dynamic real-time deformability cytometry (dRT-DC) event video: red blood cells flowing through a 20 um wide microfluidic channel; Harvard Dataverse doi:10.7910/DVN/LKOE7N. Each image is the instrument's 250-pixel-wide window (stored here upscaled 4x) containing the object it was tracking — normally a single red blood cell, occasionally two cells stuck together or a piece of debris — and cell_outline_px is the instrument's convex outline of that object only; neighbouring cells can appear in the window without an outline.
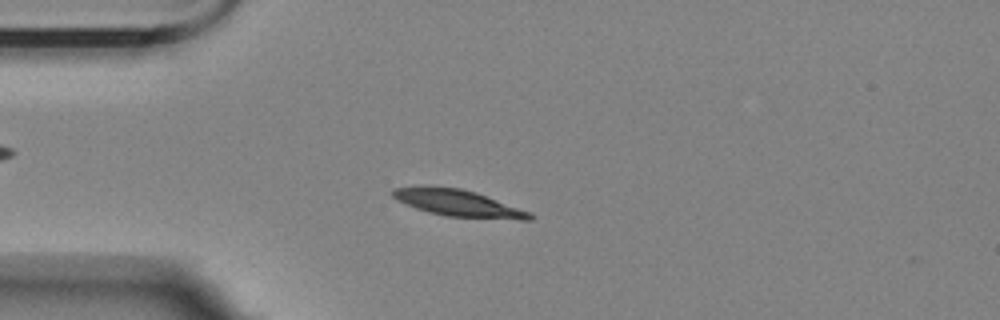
{"species": "Egyptian fruit bat (a non-hibernating species)", "species_latin": "Rousettus aegyptiacus", "temperature_condition": "room temperature", "stored_images_in_passage": 14, "camera_frame_rate_fps": 3000, "um_per_image_px": 0.085, "animal": {"sex": "female"}, "frame": {"image": 1, "passage_image": 3, "time_ms": 3.0, "image_size_px": [1000, 320], "cell_outline_px": [[536, 216], [532, 220], [520, 220], [444, 216], [428, 212], [416, 208], [396, 200], [388, 192], [392, 188], [424, 184], [460, 188], [476, 192], [532, 212]], "centroid_in_image_um": [38.91, 17.24], "position_along_channel_um": 46.1, "area_um2": 22.08}}
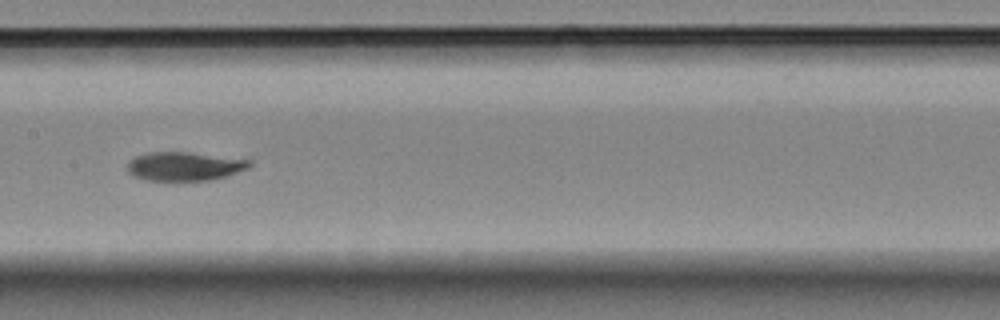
{"frame": {"image": 2, "passage_image": 7, "time_ms": 7.667, "image_size_px": [1000, 320], "cell_outline_px": [[252, 164], [248, 168], [228, 176], [208, 180], [148, 180], [136, 176], [128, 172], [128, 164], [136, 156], [148, 152], [188, 152], [252, 160]], "centroid_in_image_um": [15.72, 14.13], "position_along_channel_um": 191.7, "area_um2": 20.23}}
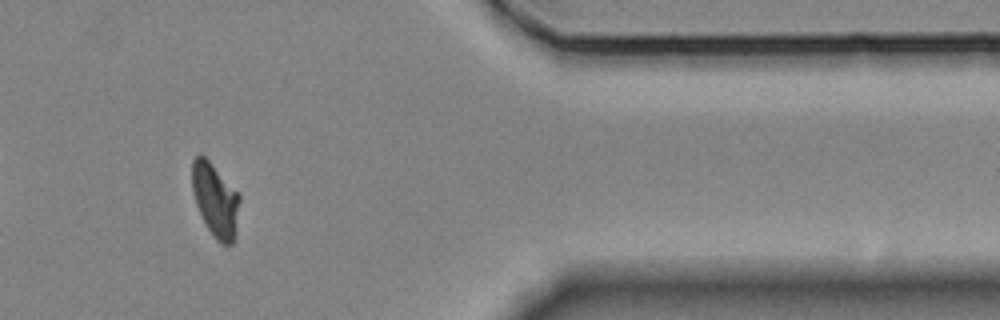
{"frame": {"image": 3, "passage_image": 12, "time_ms": 14.333, "image_size_px": [1000, 320], "cell_outline_px": [[240, 200], [236, 232], [232, 244], [220, 244], [216, 240], [208, 228], [196, 204], [192, 188], [192, 160], [200, 152], [208, 160], [240, 196]], "centroid_in_image_um": [18.3, 17.01], "position_along_channel_um": 393.1, "area_um2": 20.0}, "authors_computed_cell_mechanics": {"area_um2": 20.8658, "velocity_mm_per_s": 3.4225, "shape_relaxation_time_tau1_ms": 5.5071, "shape_relaxation_time_tau2_ms": 2.1575, "deformation_change_tau1": 0.1923, "deformation_change_tau2": 0.0613}}